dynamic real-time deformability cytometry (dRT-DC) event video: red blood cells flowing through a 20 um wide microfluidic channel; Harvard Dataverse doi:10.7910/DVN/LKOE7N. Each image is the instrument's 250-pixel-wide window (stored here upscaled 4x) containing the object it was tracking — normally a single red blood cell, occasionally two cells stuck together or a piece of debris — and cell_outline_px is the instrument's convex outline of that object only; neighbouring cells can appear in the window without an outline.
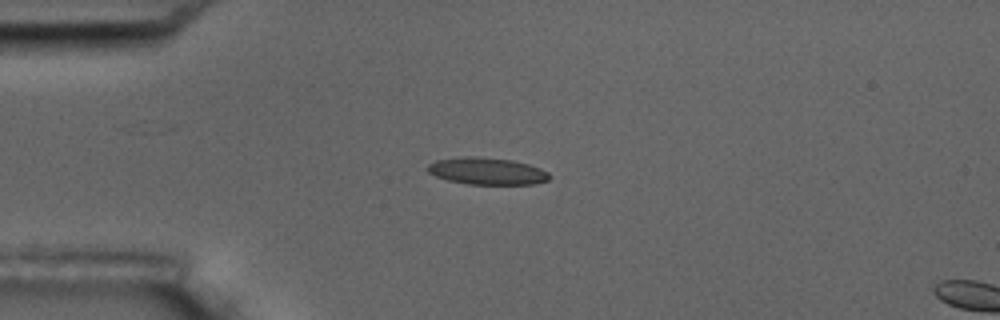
{"species": "common noctule bat (a hibernating species)", "species_latin": "Nyctalus noctula", "temperature_condition": "room temperature", "stored_images_in_passage": 4, "camera_frame_rate_fps": 3000, "um_per_image_px": 0.085, "animal": {"sex": "male", "body_mass_g": 17.5, "forearm_length_mm": 52.3}, "frame": {"image": 1, "passage_image": 3, "time_ms": 3.333, "image_size_px": [1000, 320], "cell_outline_px": [[552, 176], [548, 180], [536, 184], [468, 184], [448, 180], [436, 176], [428, 172], [428, 164], [436, 160], [460, 156], [476, 156], [512, 160], [528, 164], [540, 168], [548, 172]], "centroid_in_image_um": [41.41, 14.54], "position_along_channel_um": 43.6, "area_um2": 19.25}}